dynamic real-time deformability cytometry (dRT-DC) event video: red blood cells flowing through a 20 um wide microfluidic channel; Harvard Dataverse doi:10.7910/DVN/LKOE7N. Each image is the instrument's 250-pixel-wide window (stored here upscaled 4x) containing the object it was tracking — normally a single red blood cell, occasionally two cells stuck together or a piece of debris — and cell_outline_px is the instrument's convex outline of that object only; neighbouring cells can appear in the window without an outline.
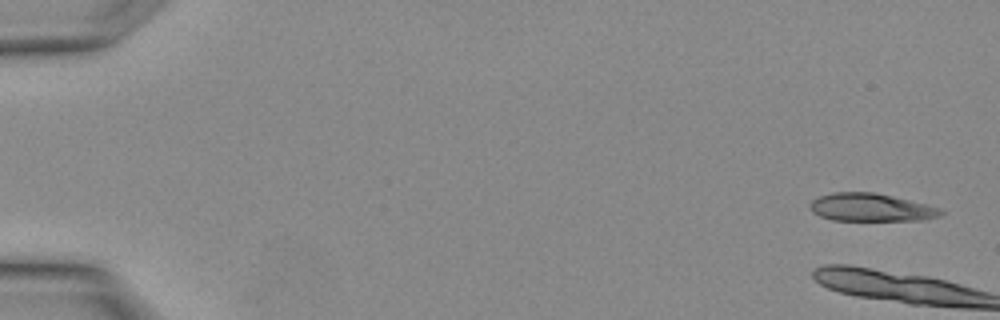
{"species": "Egyptian fruit bat (a non-hibernating species)", "species_latin": "Rousettus aegyptiacus", "temperature_condition": "warm", "stored_images_in_passage": 10, "camera_frame_rate_fps": 3000, "um_per_image_px": 0.085, "animal": {"sex": "female"}, "frame": {"image": 1, "passage_image": 1, "time_ms": 0.0, "image_size_px": [1000, 320], "cell_outline_px": [[944, 212], [940, 216], [924, 220], [832, 220], [820, 216], [812, 212], [808, 204], [812, 200], [820, 196], [836, 192], [876, 192], [924, 204], [936, 208]], "centroid_in_image_um": [73.98, 17.63], "position_along_channel_um": 11.0, "area_um2": 21.04}}